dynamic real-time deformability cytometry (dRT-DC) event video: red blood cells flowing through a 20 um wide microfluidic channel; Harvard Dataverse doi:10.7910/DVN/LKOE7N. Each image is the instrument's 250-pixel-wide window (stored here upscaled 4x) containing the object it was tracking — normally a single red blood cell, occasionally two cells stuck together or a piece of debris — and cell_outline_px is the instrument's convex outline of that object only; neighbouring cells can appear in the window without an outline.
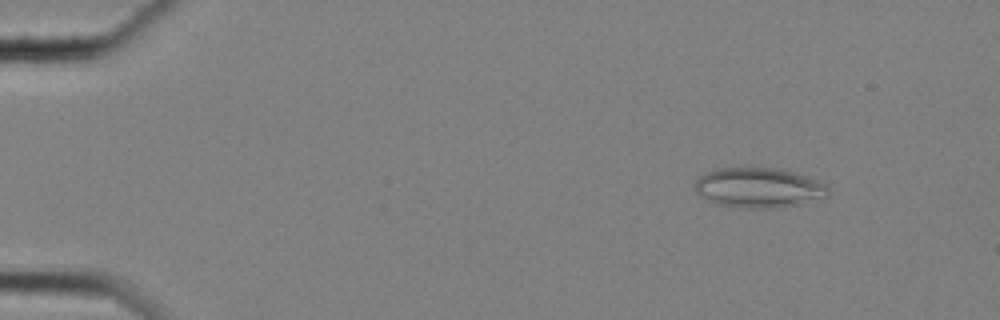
{"species": "common noctule bat (a hibernating species)", "species_latin": "Nyctalus noctula", "temperature_condition": "cold", "stored_images_in_passage": 59, "camera_frame_rate_fps": 3000, "um_per_image_px": 0.085, "animal": {"sex": "female", "body_mass_g": 25.1}, "frame": {"image": 1, "passage_image": 8, "time_ms": 2.333, "image_size_px": [1000, 320], "cell_outline_px": [[828, 196], [800, 204], [776, 208], [740, 208], [716, 204], [696, 192], [692, 184], [704, 172], [716, 168], [780, 168], [816, 180], [824, 184], [828, 188]], "centroid_in_image_um": [64.44, 15.96], "position_along_channel_um": 20.6, "area_um2": 31.04}}
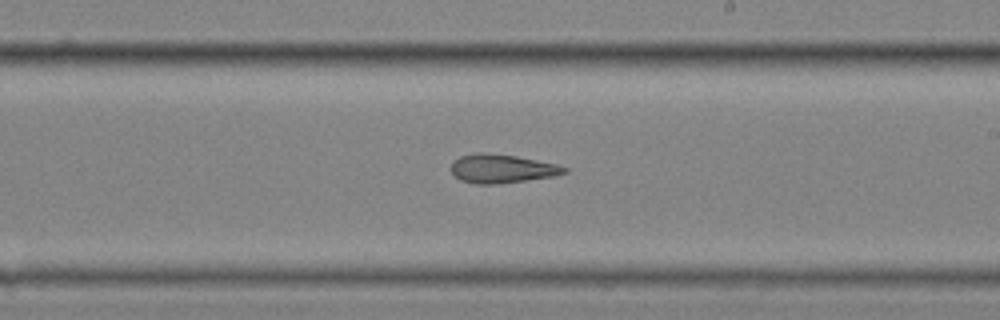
{"frame": {"image": 2, "passage_image": 36, "time_ms": 11.667, "image_size_px": [1000, 320], "cell_outline_px": [[568, 172], [552, 176], [496, 184], [476, 184], [460, 180], [452, 172], [452, 160], [460, 156], [476, 152], [484, 152], [516, 156], [556, 164], [568, 168]], "centroid_in_image_um": [42.62, 14.32], "position_along_channel_um": 246.4, "area_um2": 18.79}}
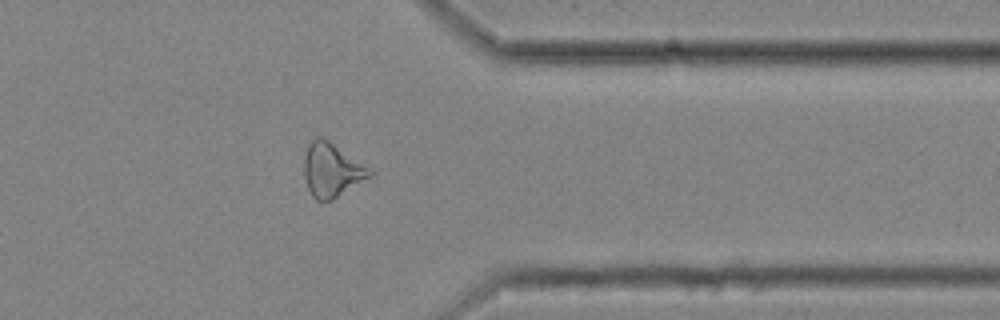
{"frame": {"image": 3, "passage_image": 48, "time_ms": 15.667, "image_size_px": [1000, 320], "cell_outline_px": [[372, 176], [332, 200], [316, 200], [312, 196], [308, 188], [304, 176], [304, 156], [308, 144], [316, 136], [320, 136], [328, 140], [372, 172]], "centroid_in_image_um": [28.14, 14.46], "position_along_channel_um": 383.3, "area_um2": 20.06}, "authors_computed_cell_mechanics": {"area_um2": 22.1952, "velocity_mm_per_s": 3.5525, "shape_relaxation_time_tau1_ms": null, "shape_relaxation_time_tau2_ms": 4.9378, "deformation_change_tau1": null, "deformation_change_tau2": 0.1597}}